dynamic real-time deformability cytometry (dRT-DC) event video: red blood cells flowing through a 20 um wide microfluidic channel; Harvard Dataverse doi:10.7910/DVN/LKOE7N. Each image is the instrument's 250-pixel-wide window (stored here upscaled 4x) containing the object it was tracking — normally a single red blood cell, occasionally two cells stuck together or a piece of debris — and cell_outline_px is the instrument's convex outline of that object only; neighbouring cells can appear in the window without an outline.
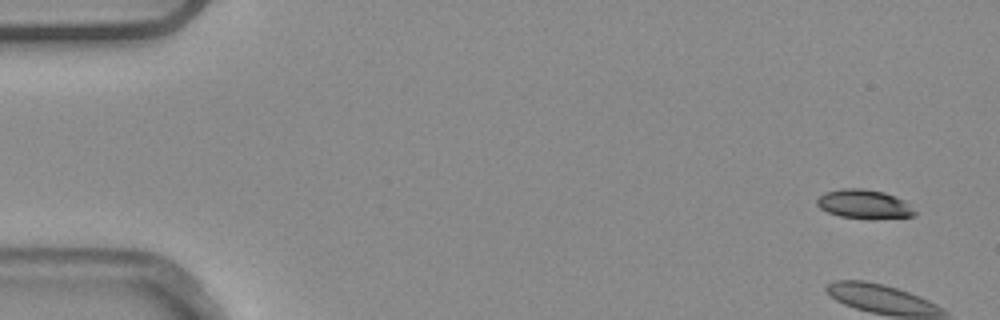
{"species": "common noctule bat (a hibernating species)", "species_latin": "Nyctalus noctula", "temperature_condition": "warm", "stored_images_in_passage": 5, "camera_frame_rate_fps": 3000, "um_per_image_px": 0.085, "animal": {"sex": "male", "body_mass_g": 20.4}, "frame": {"image": 1, "passage_image": 1, "time_ms": 0.0, "image_size_px": [1000, 320], "cell_outline_px": [[916, 212], [912, 216], [872, 220], [868, 220], [840, 216], [828, 212], [820, 208], [816, 204], [816, 200], [824, 192], [840, 188], [860, 188], [884, 192], [896, 196], [904, 200]], "centroid_in_image_um": [73.43, 17.36], "position_along_channel_um": 11.6, "area_um2": 16.76}}